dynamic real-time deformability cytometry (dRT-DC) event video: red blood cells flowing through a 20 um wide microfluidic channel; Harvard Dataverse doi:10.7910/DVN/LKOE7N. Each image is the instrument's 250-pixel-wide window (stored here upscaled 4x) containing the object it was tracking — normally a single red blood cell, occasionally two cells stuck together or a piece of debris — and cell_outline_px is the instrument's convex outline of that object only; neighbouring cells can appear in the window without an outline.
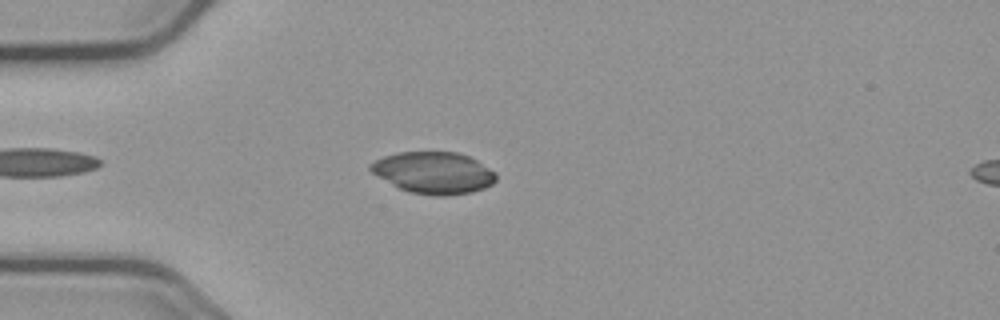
{"species": "common noctule bat (a hibernating species)", "species_latin": "Nyctalus noctula", "temperature_condition": "cold", "stored_images_in_passage": 48, "camera_frame_rate_fps": 3000, "um_per_image_px": 0.085, "animal": {"sex": "male", "body_mass_g": 23.1, "forearm_length_mm": 52.7}, "frame": {"image": 1, "passage_image": 8, "time_ms": 2.333, "image_size_px": [1000, 320], "cell_outline_px": [[496, 180], [492, 184], [484, 188], [472, 192], [448, 196], [436, 196], [408, 192], [392, 184], [372, 172], [368, 168], [368, 164], [384, 156], [396, 152], [460, 152], [476, 160], [496, 172]], "centroid_in_image_um": [36.87, 14.68], "position_along_channel_um": 48.1, "area_um2": 30.58}}
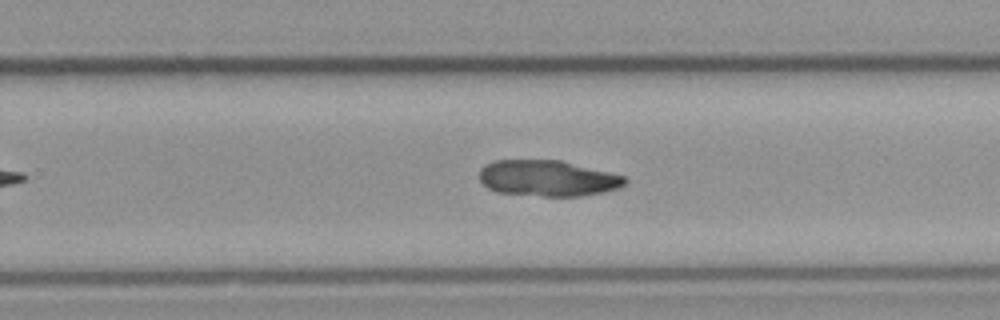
{"frame": {"image": 2, "passage_image": 28, "time_ms": 9.0, "image_size_px": [1000, 320], "cell_outline_px": [[628, 184], [620, 188], [604, 192], [580, 196], [544, 196], [496, 192], [488, 188], [480, 180], [480, 168], [484, 164], [492, 160], [560, 160], [624, 176], [628, 180]], "centroid_in_image_um": [46.55, 15.15], "position_along_channel_um": 283.2, "area_um2": 30.63}}
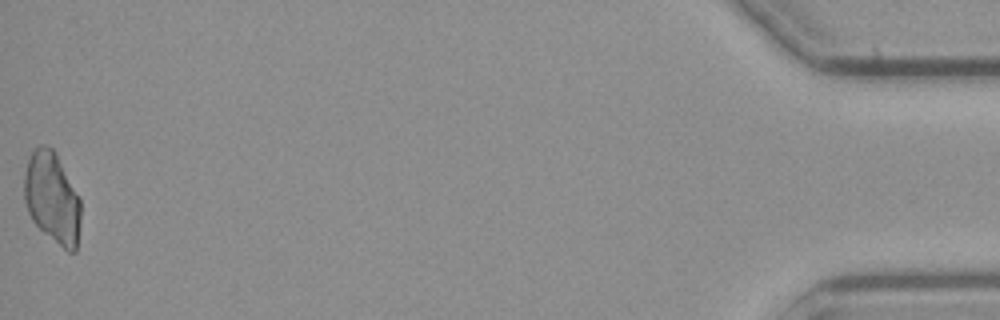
{"frame": {"image": 3, "passage_image": 48, "time_ms": 15.667, "image_size_px": [1000, 320], "cell_outline_px": [[80, 224], [76, 252], [68, 252], [44, 232], [32, 220], [28, 212], [24, 200], [24, 176], [28, 160], [32, 152], [40, 144], [44, 144], [52, 148], [56, 152], [80, 200]], "centroid_in_image_um": [4.43, 16.82], "position_along_channel_um": 430.8, "area_um2": 29.82}}